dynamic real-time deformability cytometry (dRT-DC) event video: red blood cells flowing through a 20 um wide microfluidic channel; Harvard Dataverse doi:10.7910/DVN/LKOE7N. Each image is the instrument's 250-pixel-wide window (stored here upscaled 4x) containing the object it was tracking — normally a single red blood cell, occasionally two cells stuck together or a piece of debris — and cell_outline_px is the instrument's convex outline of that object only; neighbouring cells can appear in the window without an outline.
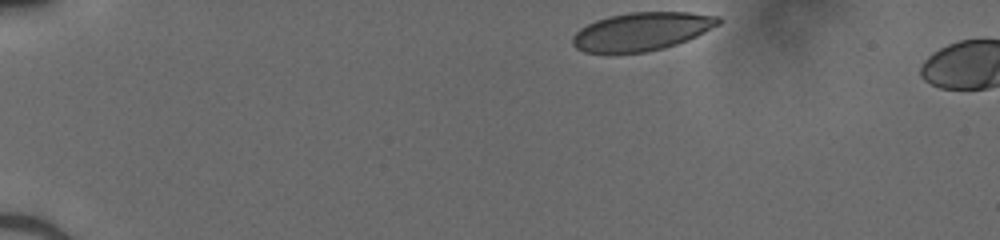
{"species": "human", "species_latin": "Homo sapiens", "temperature_condition": "cold", "stored_images_in_passage": 3, "camera_frame_rate_fps": 3000, "um_per_image_px": 0.085, "donor": {"sex": "male"}, "frame": {"image": 1, "passage_image": 1, "time_ms": 0.0, "image_size_px": [1000, 240], "cell_outline_px": [[720, 24], [688, 40], [664, 48], [644, 52], [608, 56], [584, 52], [576, 48], [572, 44], [572, 36], [580, 28], [596, 20], [608, 16], [628, 12], [688, 12], [720, 16]], "centroid_in_image_um": [54.48, 2.71], "position_along_channel_um": 30.5, "area_um2": 33.23}}